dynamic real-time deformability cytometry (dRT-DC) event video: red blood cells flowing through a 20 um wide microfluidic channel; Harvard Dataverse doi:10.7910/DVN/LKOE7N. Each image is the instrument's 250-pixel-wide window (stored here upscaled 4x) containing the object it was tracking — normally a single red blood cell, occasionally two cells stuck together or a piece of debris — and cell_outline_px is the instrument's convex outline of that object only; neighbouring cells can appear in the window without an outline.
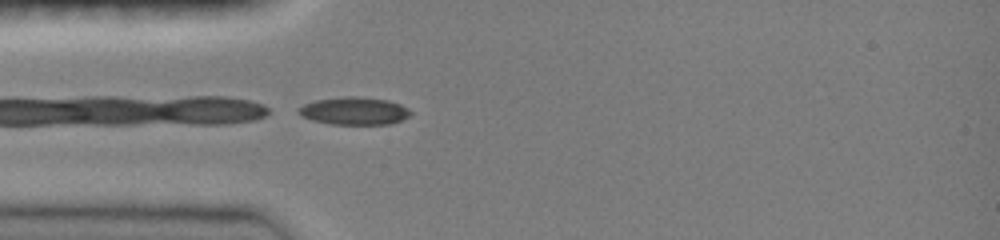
{"species": "common noctule bat (a hibernating species)", "species_latin": "Nyctalus noctula", "temperature_condition": "room temperature", "stored_images_in_passage": 14, "camera_frame_rate_fps": 3000, "um_per_image_px": 0.085, "animal": {"sex": "female", "body_mass_g": 19.0, "forearm_length_mm": 51.5}, "frame": {"image": 1, "passage_image": 1, "time_ms": 0.0, "image_size_px": [1000, 240], "cell_outline_px": [[412, 112], [408, 116], [392, 124], [332, 124], [312, 120], [300, 116], [296, 112], [296, 108], [304, 104], [316, 100], [344, 96], [356, 96], [388, 100], [400, 104], [408, 108]], "centroid_in_image_um": [30.07, 9.42], "position_along_channel_um": 54.9, "area_um2": 18.15}}
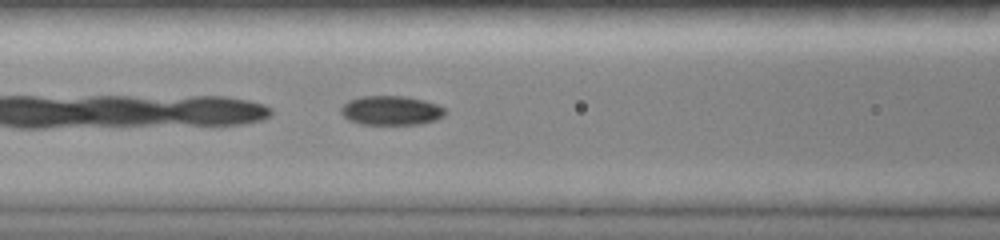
{"frame": {"image": 2, "passage_image": 7, "time_ms": 2.0, "image_size_px": [1000, 240], "cell_outline_px": [[448, 112], [444, 116], [436, 120], [420, 124], [360, 124], [348, 120], [340, 112], [340, 108], [348, 100], [360, 96], [404, 96], [424, 100], [436, 104], [444, 108]], "centroid_in_image_um": [33.24, 9.39], "position_along_channel_um": 133.4, "area_um2": 17.92}}
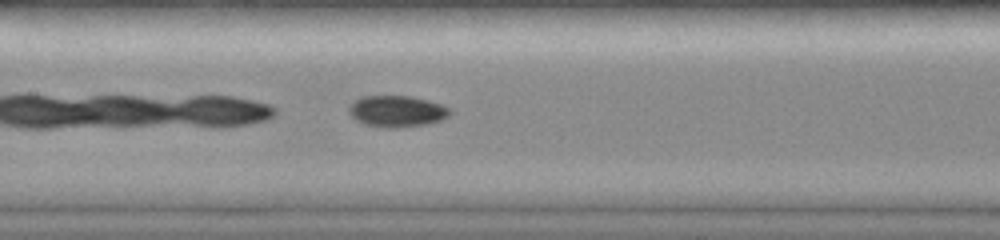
{"frame": {"image": 3, "passage_image": 10, "time_ms": 3.0, "image_size_px": [1000, 240], "cell_outline_px": [[452, 112], [448, 116], [440, 120], [424, 124], [400, 128], [384, 128], [364, 124], [356, 120], [348, 112], [348, 108], [360, 96], [412, 96], [428, 100], [440, 104], [448, 108]], "centroid_in_image_um": [33.71, 9.46], "position_along_channel_um": 173.7, "area_um2": 18.44}}